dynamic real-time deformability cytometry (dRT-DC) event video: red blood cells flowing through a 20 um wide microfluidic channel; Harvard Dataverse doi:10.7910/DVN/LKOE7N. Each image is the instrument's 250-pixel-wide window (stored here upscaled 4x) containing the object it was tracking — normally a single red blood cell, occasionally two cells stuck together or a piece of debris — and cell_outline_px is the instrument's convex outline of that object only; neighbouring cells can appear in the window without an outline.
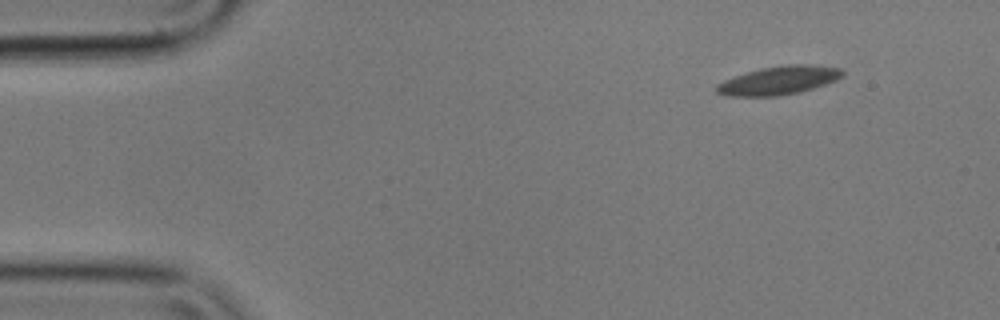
{"species": "common noctule bat (a hibernating species)", "species_latin": "Nyctalus noctula", "temperature_condition": "cold", "stored_images_in_passage": 5, "camera_frame_rate_fps": 3000, "um_per_image_px": 0.085, "animal": {"sex": "male", "body_mass_g": 17.9}, "frame": {"image": 1, "passage_image": 1, "time_ms": 0.0, "image_size_px": [1000, 320], "cell_outline_px": [[844, 76], [836, 80], [800, 92], [780, 96], [724, 96], [716, 92], [716, 84], [724, 80], [760, 68], [784, 64], [812, 64], [840, 68], [844, 72]], "centroid_in_image_um": [66.2, 6.83], "position_along_channel_um": 18.8, "area_um2": 20.98}}
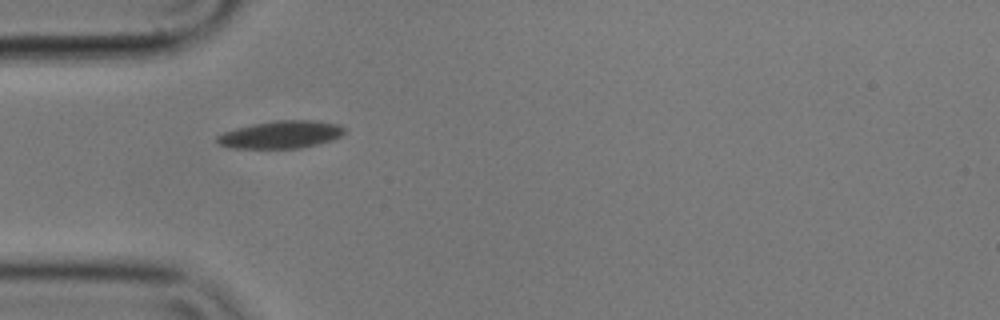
{"frame": {"image": 2, "passage_image": 4, "time_ms": 1.0, "image_size_px": [1000, 320], "cell_outline_px": [[344, 132], [340, 136], [332, 140], [300, 148], [228, 148], [220, 144], [216, 140], [216, 136], [224, 132], [236, 128], [252, 124], [272, 120], [316, 120], [340, 124], [344, 128]], "centroid_in_image_um": [23.87, 11.43], "position_along_channel_um": 61.1, "area_um2": 20.52}}
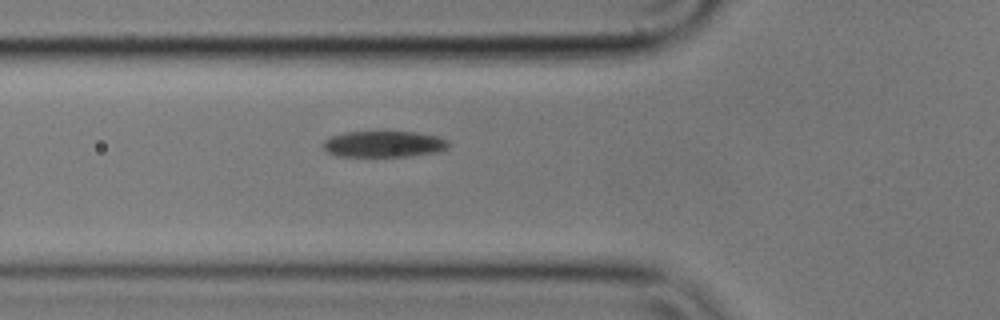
{"frame": {"image": 3, "passage_image": 5, "time_ms": 1.333, "image_size_px": [1000, 320], "cell_outline_px": [[448, 148], [440, 152], [412, 156], [336, 156], [328, 152], [324, 148], [324, 140], [332, 136], [344, 132], [416, 132], [440, 136], [448, 140]], "centroid_in_image_um": [32.68, 12.25], "position_along_channel_um": 93.1, "area_um2": 19.25}}